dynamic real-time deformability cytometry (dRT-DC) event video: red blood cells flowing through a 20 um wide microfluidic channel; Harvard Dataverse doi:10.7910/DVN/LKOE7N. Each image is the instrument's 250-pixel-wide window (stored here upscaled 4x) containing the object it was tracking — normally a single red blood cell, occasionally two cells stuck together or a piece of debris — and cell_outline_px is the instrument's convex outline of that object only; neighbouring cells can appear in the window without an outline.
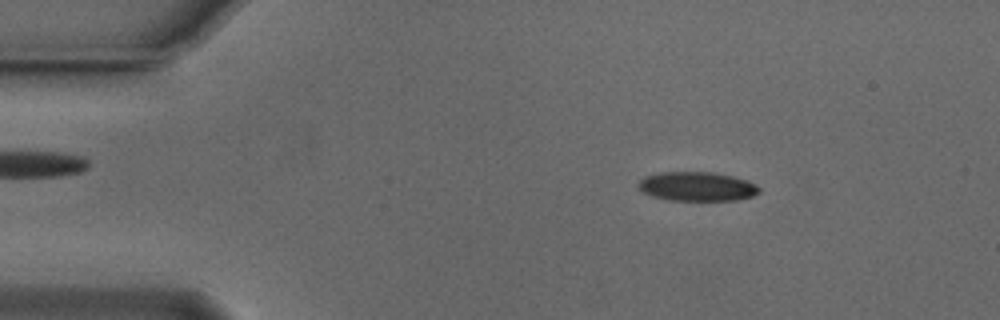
{"species": "Egyptian fruit bat (a non-hibernating species)", "species_latin": "Rousettus aegyptiacus", "temperature_condition": "cold", "stored_images_in_passage": 54, "camera_frame_rate_fps": 3000, "um_per_image_px": 0.085, "animal": {"sex": "male"}, "frame": {"image": 1, "passage_image": 8, "time_ms": 2.333, "image_size_px": [1000, 320], "cell_outline_px": [[760, 192], [752, 196], [736, 200], [668, 200], [652, 196], [644, 192], [640, 188], [640, 180], [644, 176], [660, 172], [712, 172], [732, 176], [748, 180], [756, 184], [760, 188]], "centroid_in_image_um": [59.28, 15.84], "position_along_channel_um": 25.7, "area_um2": 20.46}}
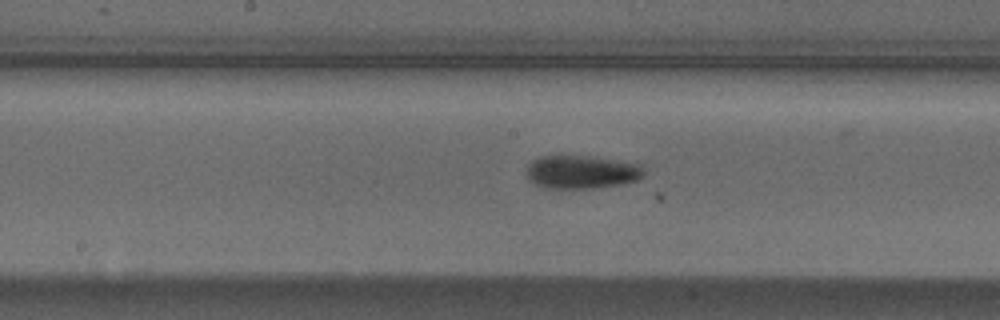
{"frame": {"image": 2, "passage_image": 27, "time_ms": 8.667, "image_size_px": [1000, 320], "cell_outline_px": [[644, 176], [636, 180], [624, 184], [592, 188], [548, 188], [536, 184], [528, 180], [528, 164], [532, 160], [540, 156], [584, 156], [640, 164], [644, 168]], "centroid_in_image_um": [49.44, 14.63], "position_along_channel_um": 198.8, "area_um2": 22.54}}
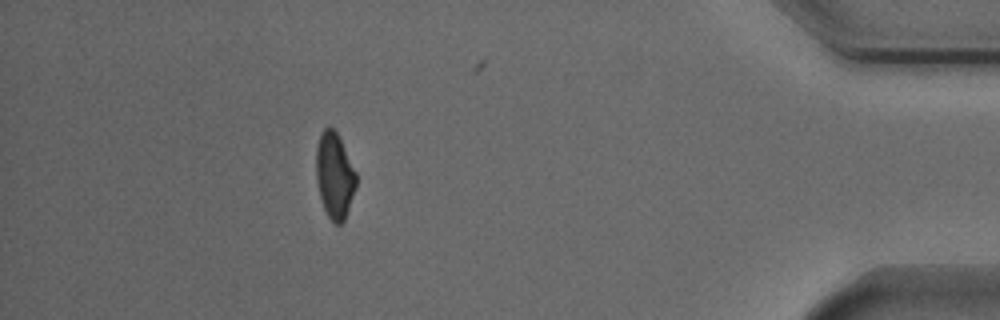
{"frame": {"image": 3, "passage_image": 48, "time_ms": 15.667, "image_size_px": [1000, 320], "cell_outline_px": [[356, 188], [344, 220], [340, 224], [336, 224], [328, 216], [324, 208], [320, 196], [316, 180], [316, 148], [320, 136], [324, 128], [332, 128], [336, 132], [356, 172]], "centroid_in_image_um": [28.43, 14.94], "position_along_channel_um": 406.8, "area_um2": 19.65}, "authors_computed_cell_mechanics": {"area_um2": 21.5594, "velocity_mm_per_s": 3.7474, "shape_relaxation_time_tau1_ms": 3.5071, "shape_relaxation_time_tau2_ms": 6.1866, "deformation_change_tau1": 0.1293, "deformation_change_tau2": 0.1197}}